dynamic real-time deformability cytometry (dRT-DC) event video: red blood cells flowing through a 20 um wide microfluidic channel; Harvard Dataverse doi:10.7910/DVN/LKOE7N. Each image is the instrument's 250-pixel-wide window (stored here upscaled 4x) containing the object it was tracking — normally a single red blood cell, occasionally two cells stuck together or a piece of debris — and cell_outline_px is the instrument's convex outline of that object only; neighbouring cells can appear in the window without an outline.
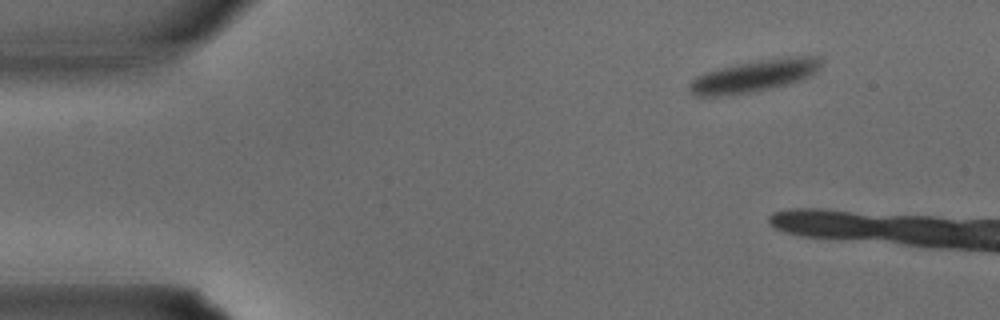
{"species": "common noctule bat (a hibernating species)", "species_latin": "Nyctalus noctula", "temperature_condition": "warm", "stored_images_in_passage": 3, "camera_frame_rate_fps": 3000, "um_per_image_px": 0.085, "animal": {"sex": "male", "body_mass_g": 15.6}, "frame": {"image": 1, "passage_image": 1, "time_ms": 0.0, "image_size_px": [1000, 320], "cell_outline_px": [[824, 60], [820, 68], [816, 72], [800, 80], [788, 84], [752, 92], [720, 96], [692, 96], [688, 88], [688, 84], [696, 76], [720, 68], [740, 64], [792, 56], [820, 56]], "centroid_in_image_um": [64.12, 6.47], "position_along_channel_um": 20.9, "area_um2": 24.28}}